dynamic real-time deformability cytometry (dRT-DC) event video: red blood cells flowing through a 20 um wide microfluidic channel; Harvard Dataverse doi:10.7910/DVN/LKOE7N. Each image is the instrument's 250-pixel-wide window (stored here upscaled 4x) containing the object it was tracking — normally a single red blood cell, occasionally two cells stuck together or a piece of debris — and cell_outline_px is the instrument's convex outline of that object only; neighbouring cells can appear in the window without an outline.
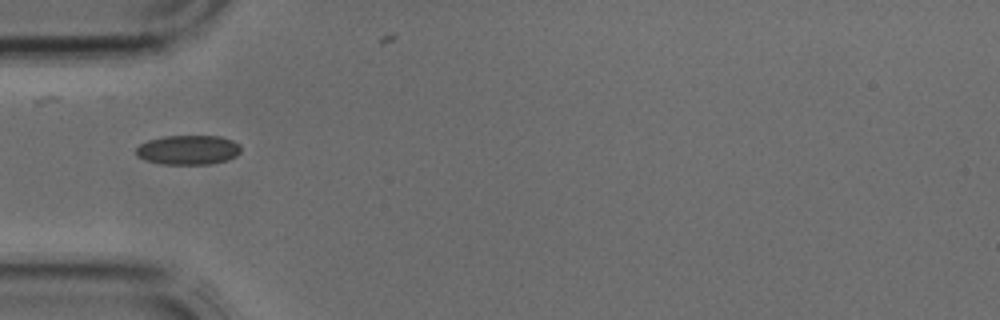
{"species": "common noctule bat (a hibernating species)", "species_latin": "Nyctalus noctula", "temperature_condition": "cold", "stored_images_in_passage": 2, "camera_frame_rate_fps": 3000, "um_per_image_px": 0.085, "animal": {"sex": "male", "body_mass_g": 17.9, "forearm_length_mm": 54.2}, "frame": {"image": 1, "passage_image": 2, "time_ms": 0.333, "image_size_px": [1000, 320], "cell_outline_px": [[240, 152], [236, 156], [228, 160], [208, 164], [160, 164], [144, 160], [136, 156], [136, 148], [140, 144], [148, 140], [164, 136], [220, 136], [232, 140], [240, 144]], "centroid_in_image_um": [15.98, 12.74], "position_along_channel_um": 69.0, "area_um2": 18.15}}